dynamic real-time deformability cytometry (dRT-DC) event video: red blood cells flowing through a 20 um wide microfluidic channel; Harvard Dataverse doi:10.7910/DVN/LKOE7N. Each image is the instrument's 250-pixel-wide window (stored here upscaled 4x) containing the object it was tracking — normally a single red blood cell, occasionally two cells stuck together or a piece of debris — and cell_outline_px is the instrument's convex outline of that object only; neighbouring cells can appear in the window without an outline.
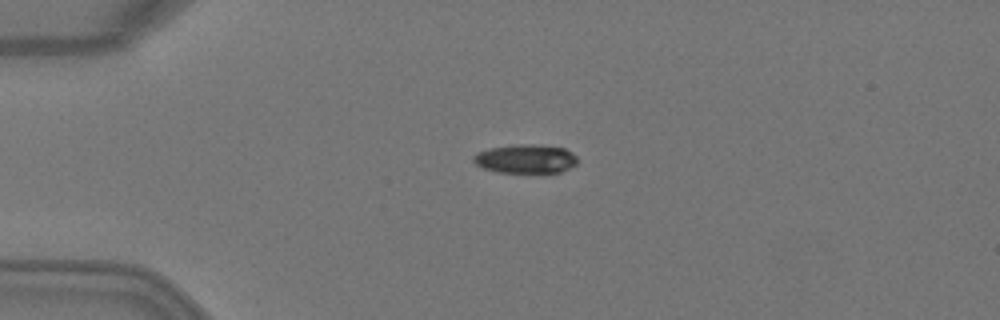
{"species": "Egyptian fruit bat (a non-hibernating species)", "species_latin": "Rousettus aegyptiacus", "temperature_condition": "warm", "stored_images_in_passage": 6, "camera_frame_rate_fps": 3000, "um_per_image_px": 0.085, "animal": {"sex": "female"}, "frame": {"image": 1, "passage_image": 2, "time_ms": 0.333, "image_size_px": [1000, 320], "cell_outline_px": [[576, 164], [560, 172], [496, 172], [484, 168], [476, 164], [472, 160], [472, 156], [488, 148], [520, 144], [532, 144], [564, 148], [572, 152], [576, 156]], "centroid_in_image_um": [44.66, 13.5], "position_along_channel_um": 40.3, "area_um2": 17.28}}